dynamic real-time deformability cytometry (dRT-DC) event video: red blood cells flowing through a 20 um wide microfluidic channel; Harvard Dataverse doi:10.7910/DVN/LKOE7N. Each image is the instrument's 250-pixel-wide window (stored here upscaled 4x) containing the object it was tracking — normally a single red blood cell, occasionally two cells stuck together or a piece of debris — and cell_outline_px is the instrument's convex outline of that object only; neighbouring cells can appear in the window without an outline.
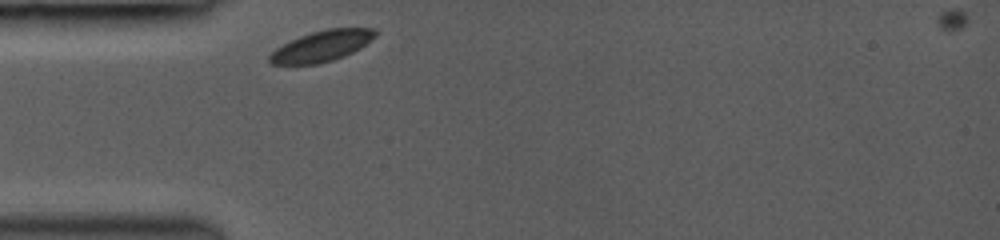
{"species": "common noctule bat (a hibernating species)", "species_latin": "Nyctalus noctula", "temperature_condition": "room temperature", "stored_images_in_passage": 7, "camera_frame_rate_fps": 3000, "um_per_image_px": 0.085, "animal": {"sex": "female", "body_mass_g": 19.0, "forearm_length_mm": 53.3}, "frame": {"image": 1, "passage_image": 1, "time_ms": 0.0, "image_size_px": [1000, 240], "cell_outline_px": [[376, 36], [360, 48], [344, 56], [332, 60], [316, 64], [272, 64], [268, 60], [268, 56], [276, 48], [300, 36], [312, 32], [328, 28], [376, 28]], "centroid_in_image_um": [27.36, 3.91], "position_along_channel_um": 57.6, "area_um2": 18.79}}
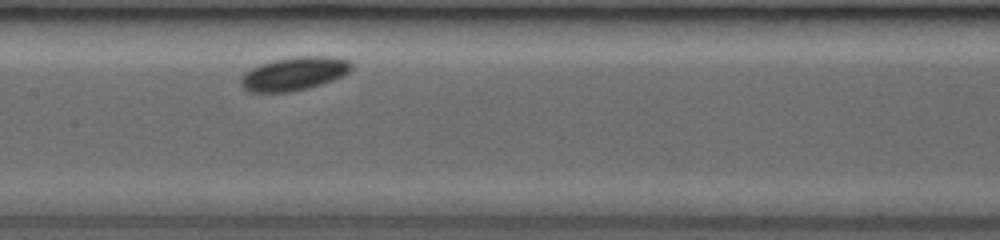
{"frame": {"image": 2, "passage_image": 6, "time_ms": 3.333, "image_size_px": [1000, 240], "cell_outline_px": [[352, 68], [348, 72], [332, 80], [308, 88], [288, 92], [248, 92], [240, 84], [240, 76], [244, 72], [260, 64], [272, 60], [296, 56], [332, 56], [348, 60], [352, 64]], "centroid_in_image_um": [24.96, 6.25], "position_along_channel_um": 182.4, "area_um2": 21.56}}
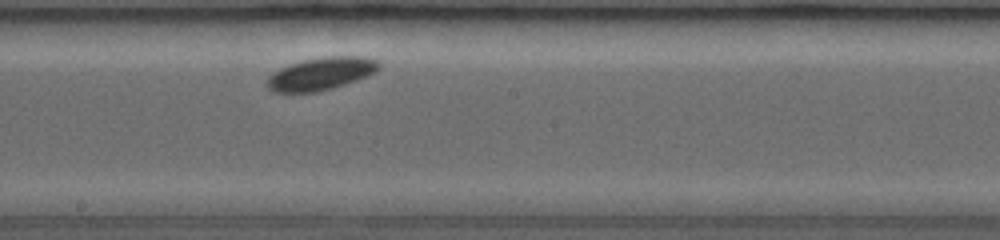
{"frame": {"image": 3, "passage_image": 7, "time_ms": 4.333, "image_size_px": [1000, 240], "cell_outline_px": [[380, 68], [376, 72], [368, 76], [332, 88], [316, 92], [272, 92], [268, 88], [268, 76], [272, 72], [280, 68], [304, 60], [324, 56], [364, 56], [376, 60], [380, 64]], "centroid_in_image_um": [27.31, 6.26], "position_along_channel_um": 220.9, "area_um2": 21.21}}